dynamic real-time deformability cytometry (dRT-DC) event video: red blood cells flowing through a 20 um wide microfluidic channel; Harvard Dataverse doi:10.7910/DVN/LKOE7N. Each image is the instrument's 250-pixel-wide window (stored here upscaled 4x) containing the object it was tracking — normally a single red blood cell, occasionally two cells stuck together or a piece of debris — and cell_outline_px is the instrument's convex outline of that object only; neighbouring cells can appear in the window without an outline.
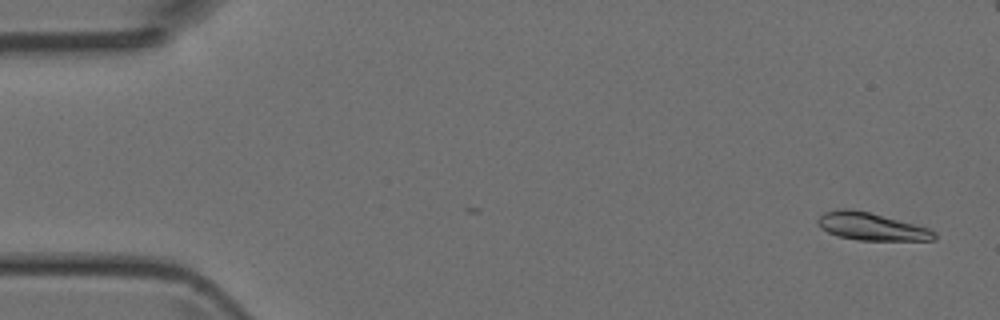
{"species": "Egyptian fruit bat (a non-hibernating species)", "species_latin": "Rousettus aegyptiacus", "temperature_condition": "room temperature", "stored_images_in_passage": 47, "camera_frame_rate_fps": 3000, "um_per_image_px": 0.085, "animal": {"sex": "female"}, "frame": {"image": 1, "passage_image": 1, "time_ms": 0.0, "image_size_px": [1000, 320], "cell_outline_px": [[936, 240], [860, 240], [840, 236], [828, 232], [820, 228], [816, 224], [816, 220], [824, 212], [836, 208], [848, 208], [868, 212], [928, 228], [936, 232]], "centroid_in_image_um": [74.01, 19.25], "position_along_channel_um": 11.0, "area_um2": 18.55}}
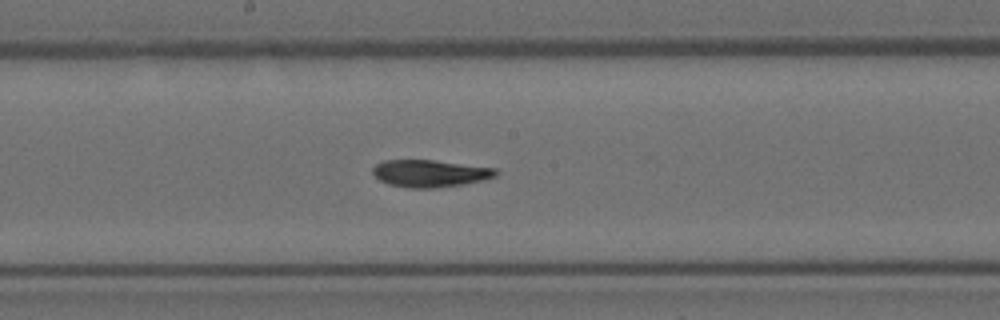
{"frame": {"image": 2, "passage_image": 24, "time_ms": 7.667, "image_size_px": [1000, 320], "cell_outline_px": [[500, 172], [496, 176], [484, 180], [436, 188], [408, 188], [388, 184], [380, 180], [372, 172], [372, 168], [376, 164], [384, 160], [432, 160], [496, 168]], "centroid_in_image_um": [36.55, 14.74], "position_along_channel_um": 211.6, "area_um2": 19.48}}
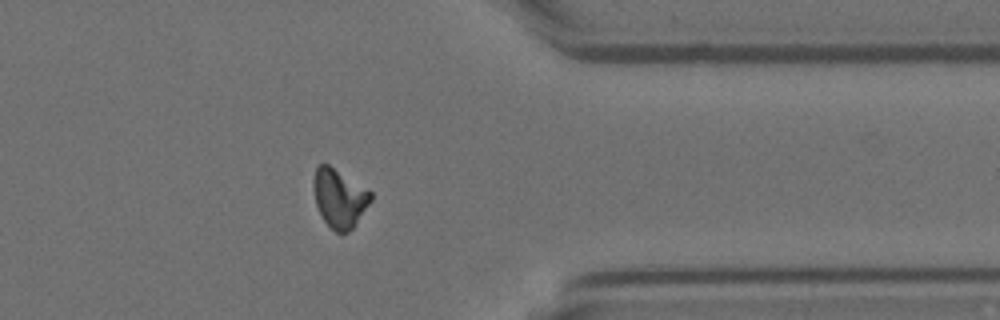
{"frame": {"image": 3, "passage_image": 37, "time_ms": 12.0, "image_size_px": [1000, 320], "cell_outline_px": [[372, 200], [352, 228], [348, 232], [336, 232], [324, 220], [316, 204], [312, 184], [312, 180], [316, 164], [328, 164], [372, 192]], "centroid_in_image_um": [28.82, 16.81], "position_along_channel_um": 382.6, "area_um2": 19.36}}